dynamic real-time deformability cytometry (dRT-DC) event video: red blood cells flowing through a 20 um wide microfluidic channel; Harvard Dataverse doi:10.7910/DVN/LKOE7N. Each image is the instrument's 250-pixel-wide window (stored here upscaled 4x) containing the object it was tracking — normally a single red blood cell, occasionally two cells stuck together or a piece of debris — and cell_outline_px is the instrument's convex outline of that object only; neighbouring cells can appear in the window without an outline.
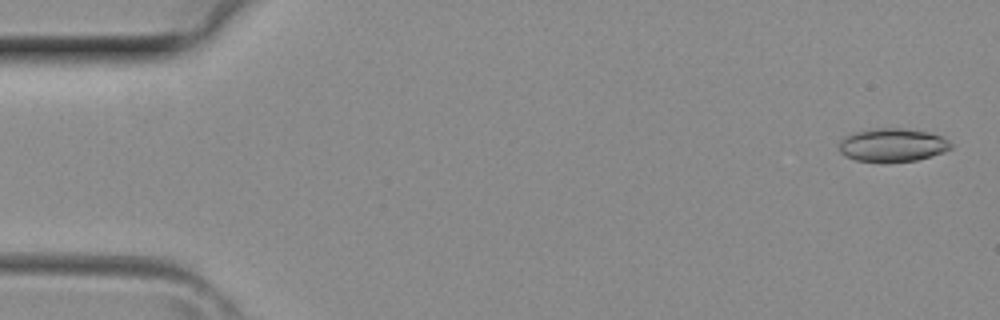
{"species": "common noctule bat (a hibernating species)", "species_latin": "Nyctalus noctula", "temperature_condition": "room temperature", "stored_images_in_passage": 4, "camera_frame_rate_fps": 3000, "um_per_image_px": 0.085, "animal": {"sex": "female", "body_mass_g": 29.2, "forearm_length_mm": 56.3}, "frame": {"image": 1, "passage_image": 1, "time_ms": 0.0, "image_size_px": [1000, 320], "cell_outline_px": [[952, 148], [944, 152], [916, 160], [888, 164], [884, 164], [856, 160], [844, 156], [840, 152], [840, 140], [844, 136], [852, 132], [872, 128], [904, 128], [928, 132], [940, 136], [948, 140], [952, 144]], "centroid_in_image_um": [75.82, 12.35], "position_along_channel_um": 9.2, "area_um2": 22.31}}
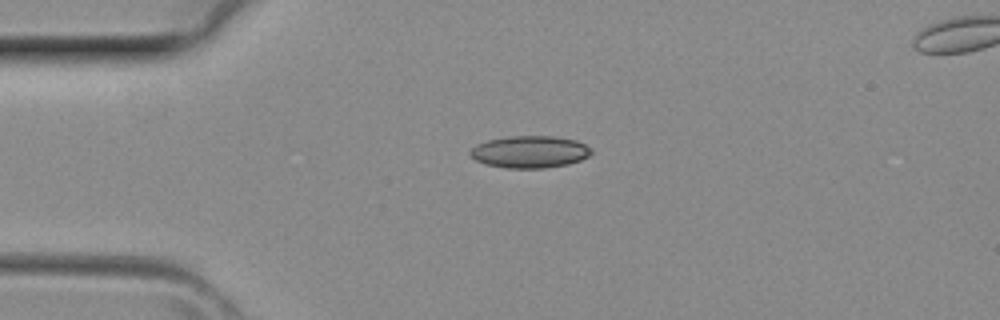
{"frame": {"image": 2, "passage_image": 3, "time_ms": 0.667, "image_size_px": [1000, 320], "cell_outline_px": [[592, 152], [588, 156], [580, 160], [568, 164], [544, 168], [508, 168], [484, 164], [476, 160], [468, 152], [476, 144], [488, 140], [508, 136], [552, 136], [576, 140], [592, 148]], "centroid_in_image_um": [45.03, 12.9], "position_along_channel_um": 40.0, "area_um2": 22.66}}